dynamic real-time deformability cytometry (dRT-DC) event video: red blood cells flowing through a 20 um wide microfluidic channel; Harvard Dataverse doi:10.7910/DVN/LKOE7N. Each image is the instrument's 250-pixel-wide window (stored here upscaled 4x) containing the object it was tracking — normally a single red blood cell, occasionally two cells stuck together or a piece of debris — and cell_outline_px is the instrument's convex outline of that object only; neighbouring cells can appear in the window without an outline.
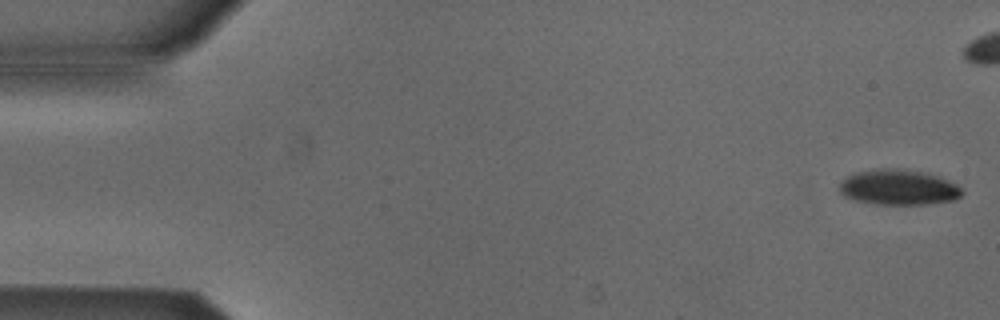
{"species": "Egyptian fruit bat (a non-hibernating species)", "species_latin": "Rousettus aegyptiacus", "temperature_condition": "cold", "stored_images_in_passage": 9, "camera_frame_rate_fps": 3000, "um_per_image_px": 0.085, "animal": {"sex": "male"}, "frame": {"image": 1, "passage_image": 1, "time_ms": 0.0, "image_size_px": [1000, 320], "cell_outline_px": [[964, 192], [960, 196], [952, 200], [928, 204], [876, 204], [852, 200], [844, 196], [840, 192], [840, 180], [856, 172], [876, 168], [900, 168], [924, 172], [948, 180], [956, 184]], "centroid_in_image_um": [76.33, 15.91], "position_along_channel_um": 8.7, "area_um2": 25.37}}